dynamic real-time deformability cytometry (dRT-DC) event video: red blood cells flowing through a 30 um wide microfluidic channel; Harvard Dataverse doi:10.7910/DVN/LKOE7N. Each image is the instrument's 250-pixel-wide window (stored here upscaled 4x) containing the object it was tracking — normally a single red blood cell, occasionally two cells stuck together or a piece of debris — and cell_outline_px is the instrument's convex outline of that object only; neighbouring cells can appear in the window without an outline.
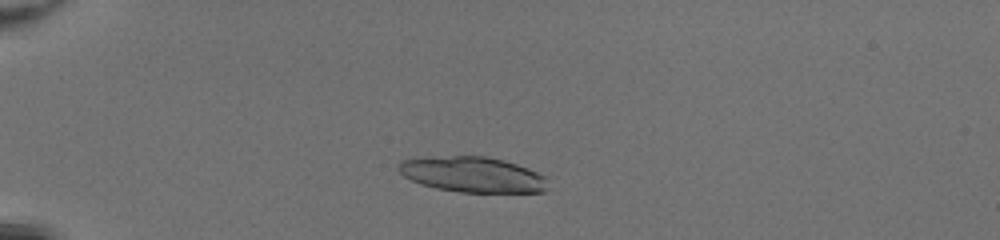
{"species": "common noctule bat (a hibernating species)", "species_latin": "Nyctalus noctula", "temperature_condition": "room temperature", "stored_images_in_passage": 44, "camera_frame_rate_fps": 3000, "um_per_image_px": 0.085, "animal": {"sex": "female", "body_mass_g": 20.0, "forearm_length_mm": 54.0}, "frame": {"image": 1, "passage_image": 9, "time_ms": 2.667, "image_size_px": [1000, 240], "cell_outline_px": [[548, 188], [544, 192], [460, 192], [436, 188], [420, 184], [404, 176], [396, 168], [396, 164], [400, 160], [412, 156], [484, 156], [504, 160], [528, 168], [544, 176]], "centroid_in_image_um": [40.07, 14.81], "position_along_channel_um": 44.9, "area_um2": 31.27}}